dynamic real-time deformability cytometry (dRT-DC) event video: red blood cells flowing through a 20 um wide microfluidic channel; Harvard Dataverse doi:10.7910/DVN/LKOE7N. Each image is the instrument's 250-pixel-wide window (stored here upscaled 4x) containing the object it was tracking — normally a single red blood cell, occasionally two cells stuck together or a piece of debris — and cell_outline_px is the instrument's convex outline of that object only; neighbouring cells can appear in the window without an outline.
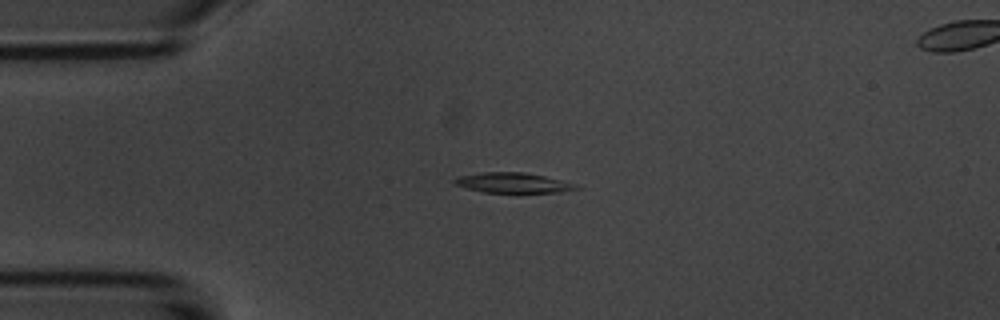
{"species": "common noctule bat (a hibernating species)", "species_latin": "Nyctalus noctula", "temperature_condition": "room temperature", "stored_images_in_passage": 5, "segment_of_instrument_passage": [1, 2], "camera_frame_rate_fps": 3000, "um_per_image_px": 0.085, "animal": {"sex": "male", "body_mass_g": 20.1, "forearm_length_mm": 53.5}, "frame": {"image": 1, "passage_image": 3, "time_ms": 2.333, "image_size_px": [1000, 320], "cell_outline_px": [[584, 188], [560, 192], [484, 192], [452, 184], [452, 180], [460, 176], [484, 172], [524, 172], [544, 176], [576, 184]], "centroid_in_image_um": [43.62, 15.54], "position_along_channel_um": 41.4, "area_um2": 14.16}}